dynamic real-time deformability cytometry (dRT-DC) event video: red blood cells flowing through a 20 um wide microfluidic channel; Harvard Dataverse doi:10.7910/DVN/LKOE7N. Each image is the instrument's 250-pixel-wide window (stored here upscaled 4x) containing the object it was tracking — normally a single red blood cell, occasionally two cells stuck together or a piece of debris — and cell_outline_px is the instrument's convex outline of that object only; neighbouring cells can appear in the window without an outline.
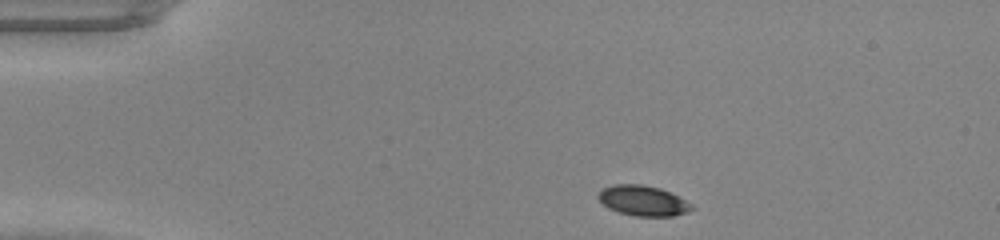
{"species": "common noctule bat (a hibernating species)", "species_latin": "Nyctalus noctula", "temperature_condition": "warm", "stored_images_in_passage": 40, "camera_frame_rate_fps": 3000, "um_per_image_px": 0.085, "animal": {"sex": "male", "body_mass_g": 20.0, "forearm_length_mm": 53.3}, "frame": {"image": 1, "passage_image": 1, "time_ms": 0.0, "image_size_px": [1000, 240], "cell_outline_px": [[696, 208], [688, 212], [672, 216], [632, 216], [608, 208], [596, 196], [604, 188], [612, 184], [640, 184], [660, 188], [692, 204]], "centroid_in_image_um": [54.66, 17.06], "position_along_channel_um": 30.3, "area_um2": 16.36}}
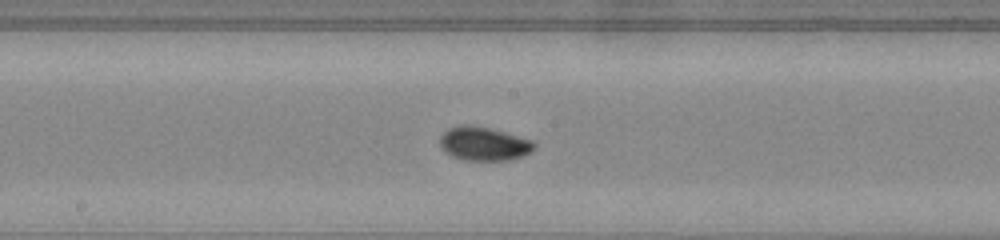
{"frame": {"image": 2, "passage_image": 18, "time_ms": 5.667, "image_size_px": [1000, 240], "cell_outline_px": [[536, 148], [532, 152], [524, 156], [512, 160], [464, 160], [452, 156], [440, 148], [440, 136], [448, 128], [460, 124], [468, 124], [492, 128], [532, 140], [536, 144]], "centroid_in_image_um": [41.15, 12.21], "position_along_channel_um": 207.1, "area_um2": 18.9}}
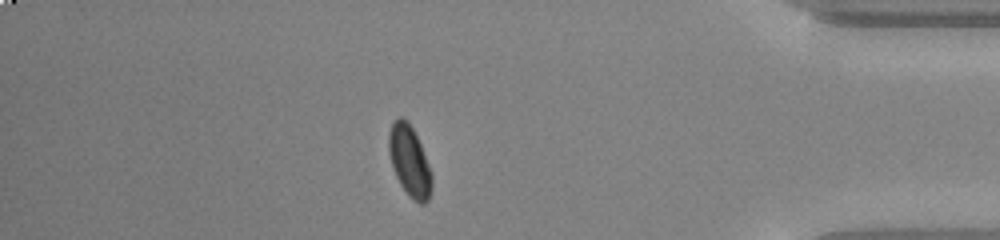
{"frame": {"image": 3, "passage_image": 34, "time_ms": 11.0, "image_size_px": [1000, 240], "cell_outline_px": [[432, 188], [428, 200], [424, 204], [420, 204], [412, 200], [408, 196], [400, 184], [392, 168], [388, 152], [388, 132], [392, 120], [396, 116], [400, 116], [408, 120], [420, 144], [428, 164], [432, 176]], "centroid_in_image_um": [34.77, 13.67], "position_along_channel_um": 400.4, "area_um2": 18.03}}